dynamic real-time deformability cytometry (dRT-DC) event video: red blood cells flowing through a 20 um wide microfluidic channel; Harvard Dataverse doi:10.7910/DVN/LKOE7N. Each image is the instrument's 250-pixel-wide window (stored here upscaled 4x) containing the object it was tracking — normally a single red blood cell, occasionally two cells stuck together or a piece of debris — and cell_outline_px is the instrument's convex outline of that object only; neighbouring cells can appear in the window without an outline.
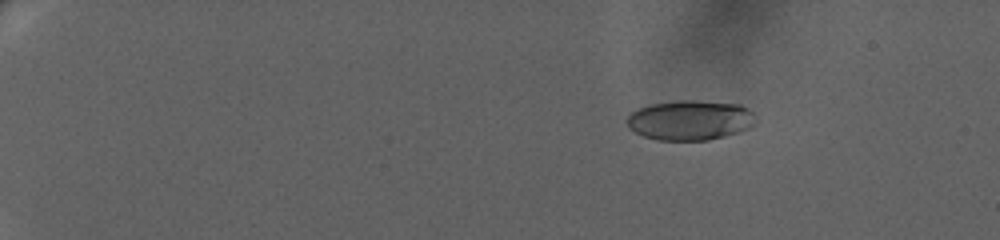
{"species": "human", "species_latin": "Homo sapiens", "temperature_condition": "warm", "stored_images_in_passage": 69, "camera_frame_rate_fps": 3000, "um_per_image_px": 0.085, "donor": {"sex": "female"}, "frame": {"image": 1, "passage_image": 13, "time_ms": 4.0, "image_size_px": [1000, 240], "cell_outline_px": [[756, 124], [740, 132], [708, 140], [656, 140], [644, 136], [628, 128], [624, 120], [632, 112], [640, 108], [652, 104], [680, 100], [696, 100], [740, 104], [748, 108], [756, 116]], "centroid_in_image_um": [58.68, 10.21], "position_along_channel_um": 26.3, "area_um2": 30.17}}
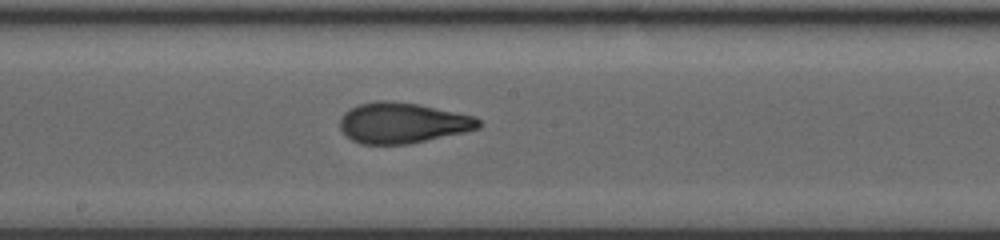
{"frame": {"image": 2, "passage_image": 43, "time_ms": 14.0, "image_size_px": [1000, 240], "cell_outline_px": [[480, 128], [464, 132], [408, 144], [360, 144], [352, 140], [340, 128], [340, 116], [348, 108], [360, 104], [376, 100], [388, 100], [416, 104], [476, 116], [480, 120]], "centroid_in_image_um": [34.19, 10.44], "position_along_channel_um": 214.0, "area_um2": 32.77}}
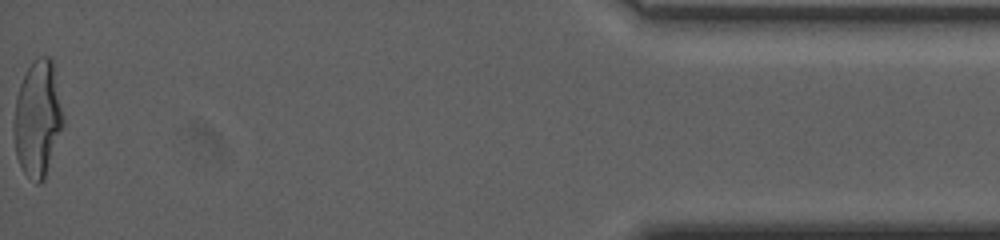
{"frame": {"image": 3, "passage_image": 69, "time_ms": 22.667, "image_size_px": [1000, 240], "cell_outline_px": [[64, 124], [44, 180], [40, 184], [36, 184], [24, 172], [16, 156], [12, 132], [12, 124], [16, 96], [20, 84], [32, 60], [40, 56], [52, 56], [64, 116]], "centroid_in_image_um": [3.2, 10.08], "position_along_channel_um": 432.0, "area_um2": 33.93}, "authors_computed_cell_mechanics": {"area_um2": 31.7322, "velocity_mm_per_s": 3.3007, "shape_relaxation_time_tau1_ms": 8.8932, "shape_relaxation_time_tau2_ms": 1.1428, "deformation_change_tau1": 0.2752, "deformation_change_tau2": 0.0838}}